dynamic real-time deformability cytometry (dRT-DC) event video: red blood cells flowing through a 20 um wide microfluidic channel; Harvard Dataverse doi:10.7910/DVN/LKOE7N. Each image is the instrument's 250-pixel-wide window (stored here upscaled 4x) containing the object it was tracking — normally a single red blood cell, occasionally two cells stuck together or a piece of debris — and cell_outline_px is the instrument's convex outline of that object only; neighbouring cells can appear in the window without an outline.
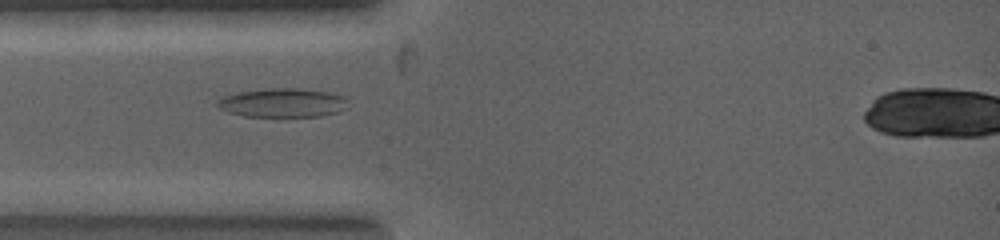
{"species": "common noctule bat (a hibernating species)", "species_latin": "Nyctalus noctula", "temperature_condition": "warm", "stored_images_in_passage": 11, "camera_frame_rate_fps": 5000, "um_per_image_px": 0.085, "animal": {"sex": "female", "body_mass_g": 19.0, "forearm_length_mm": 53.3}, "frame": {"image": 1, "passage_image": 5, "time_ms": 0.8, "image_size_px": [1000, 240], "cell_outline_px": [[344, 100], [340, 112], [324, 116], [244, 116], [228, 112], [220, 108], [216, 104], [224, 96], [240, 92], [280, 88], [288, 88], [324, 92], [340, 96]], "centroid_in_image_um": [23.95, 8.76], "position_along_channel_um": 61.0, "area_um2": 21.04}}